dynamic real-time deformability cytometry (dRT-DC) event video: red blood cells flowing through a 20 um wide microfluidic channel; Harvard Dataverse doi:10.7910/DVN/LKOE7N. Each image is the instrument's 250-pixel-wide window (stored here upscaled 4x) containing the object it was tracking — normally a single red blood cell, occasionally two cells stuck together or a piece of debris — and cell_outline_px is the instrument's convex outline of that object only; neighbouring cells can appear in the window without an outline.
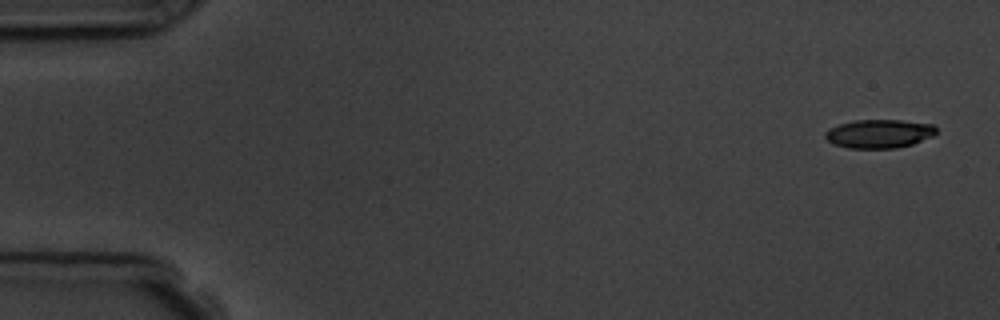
{"species": "common noctule bat (a hibernating species)", "species_latin": "Nyctalus noctula", "temperature_condition": "room temperature", "stored_images_in_passage": 5, "camera_frame_rate_fps": 3000, "um_per_image_px": 0.085, "animal": {"sex": "male", "body_mass_g": 19.5, "forearm_length_mm": 54.6}, "frame": {"image": 1, "passage_image": 1, "time_ms": 0.0, "image_size_px": [1000, 320], "cell_outline_px": [[936, 132], [932, 136], [912, 144], [896, 148], [848, 148], [832, 144], [824, 136], [824, 132], [828, 128], [840, 124], [856, 120], [900, 120], [932, 124], [936, 128]], "centroid_in_image_um": [74.69, 11.37], "position_along_channel_um": 10.3, "area_um2": 18.5}}
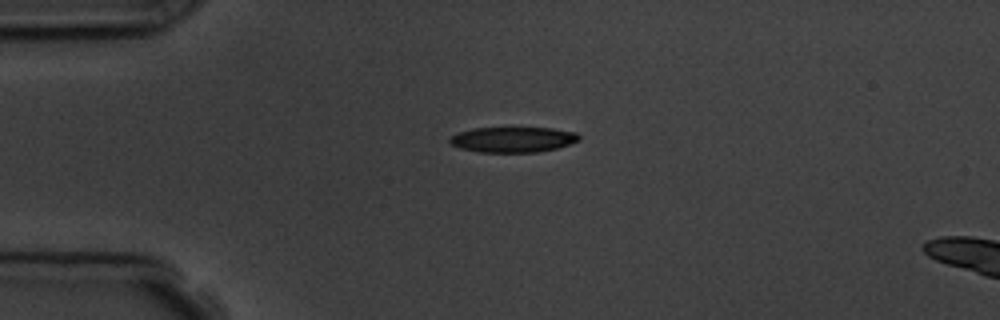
{"frame": {"image": 2, "passage_image": 4, "time_ms": 3.667, "image_size_px": [1000, 320], "cell_outline_px": [[580, 140], [556, 148], [536, 152], [476, 152], [460, 148], [452, 144], [448, 140], [452, 136], [460, 132], [472, 128], [552, 128], [576, 132], [580, 136]], "centroid_in_image_um": [43.6, 11.86], "position_along_channel_um": 41.4, "area_um2": 19.02}}